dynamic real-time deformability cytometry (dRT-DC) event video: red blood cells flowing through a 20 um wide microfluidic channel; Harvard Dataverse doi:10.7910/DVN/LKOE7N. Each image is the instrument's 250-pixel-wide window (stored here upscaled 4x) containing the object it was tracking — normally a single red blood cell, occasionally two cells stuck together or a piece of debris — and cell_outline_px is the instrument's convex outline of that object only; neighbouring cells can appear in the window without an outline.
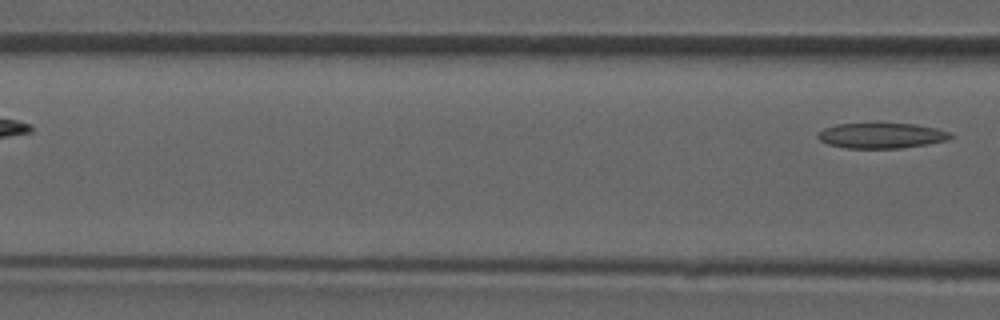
{"species": "common noctule bat (a hibernating species)", "species_latin": "Nyctalus noctula", "temperature_condition": "room temperature", "stored_images_in_passage": 5, "camera_frame_rate_fps": 3000, "um_per_image_px": 0.085, "animal": {"sex": "male", "forearm_length_mm": 52.5}, "frame": {"image": 1, "passage_image": 5, "time_ms": 4.667, "image_size_px": [1000, 320], "cell_outline_px": [[952, 136], [948, 140], [900, 148], [844, 148], [828, 144], [820, 140], [816, 136], [816, 132], [824, 128], [836, 124], [916, 124], [936, 128], [948, 132]], "centroid_in_image_um": [74.86, 11.53], "position_along_channel_um": 91.7, "area_um2": 19.42}}